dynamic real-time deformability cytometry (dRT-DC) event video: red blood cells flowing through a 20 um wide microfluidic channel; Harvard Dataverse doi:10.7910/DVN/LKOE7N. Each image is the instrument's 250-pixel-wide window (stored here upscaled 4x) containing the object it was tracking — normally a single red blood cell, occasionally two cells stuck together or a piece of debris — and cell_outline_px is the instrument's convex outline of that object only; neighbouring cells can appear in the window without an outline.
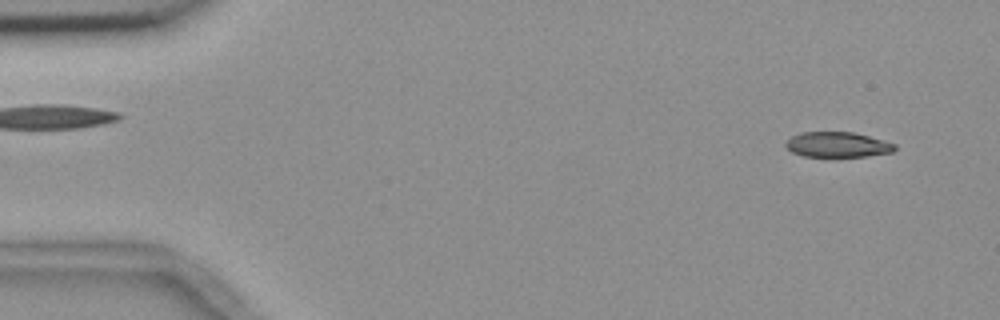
{"species": "common noctule bat (a hibernating species)", "species_latin": "Nyctalus noctula", "temperature_condition": "room temperature", "stored_images_in_passage": 54, "camera_frame_rate_fps": 3000, "um_per_image_px": 0.085, "animal": {"sex": "female", "body_mass_g": 18.4}, "frame": {"image": 1, "passage_image": 3, "time_ms": 0.667, "image_size_px": [1000, 320], "cell_outline_px": [[896, 148], [892, 152], [868, 156], [836, 160], [804, 156], [792, 152], [784, 144], [792, 136], [800, 132], [852, 132], [868, 136], [896, 144]], "centroid_in_image_um": [71.18, 12.35], "position_along_channel_um": 13.8, "area_um2": 16.76}}
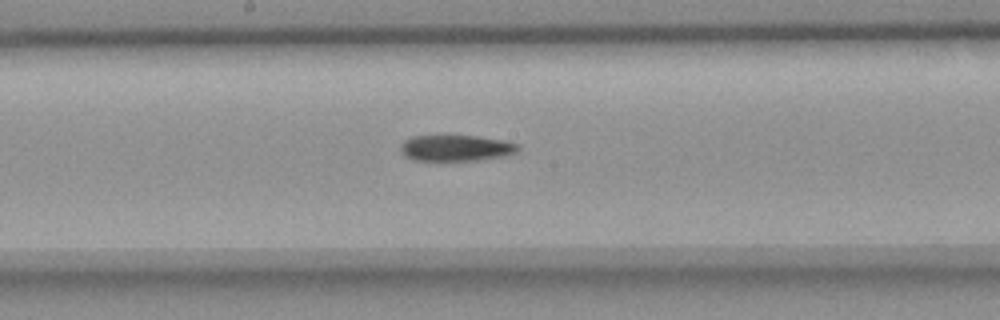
{"frame": {"image": 2, "passage_image": 28, "time_ms": 9.0, "image_size_px": [1000, 320], "cell_outline_px": [[520, 148], [516, 152], [508, 156], [476, 160], [416, 160], [404, 156], [400, 148], [400, 144], [404, 140], [412, 136], [476, 136], [504, 140], [516, 144]], "centroid_in_image_um": [38.76, 12.58], "position_along_channel_um": 209.4, "area_um2": 17.8}}
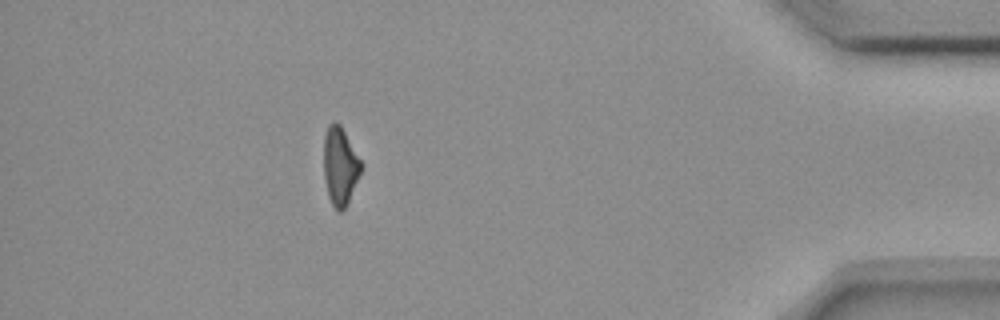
{"frame": {"image": 3, "passage_image": 48, "time_ms": 15.667, "image_size_px": [1000, 320], "cell_outline_px": [[364, 164], [348, 200], [344, 208], [340, 212], [332, 204], [328, 196], [324, 176], [324, 136], [328, 124], [332, 120], [340, 124]], "centroid_in_image_um": [28.9, 14.05], "position_along_channel_um": 406.3, "area_um2": 16.88}}